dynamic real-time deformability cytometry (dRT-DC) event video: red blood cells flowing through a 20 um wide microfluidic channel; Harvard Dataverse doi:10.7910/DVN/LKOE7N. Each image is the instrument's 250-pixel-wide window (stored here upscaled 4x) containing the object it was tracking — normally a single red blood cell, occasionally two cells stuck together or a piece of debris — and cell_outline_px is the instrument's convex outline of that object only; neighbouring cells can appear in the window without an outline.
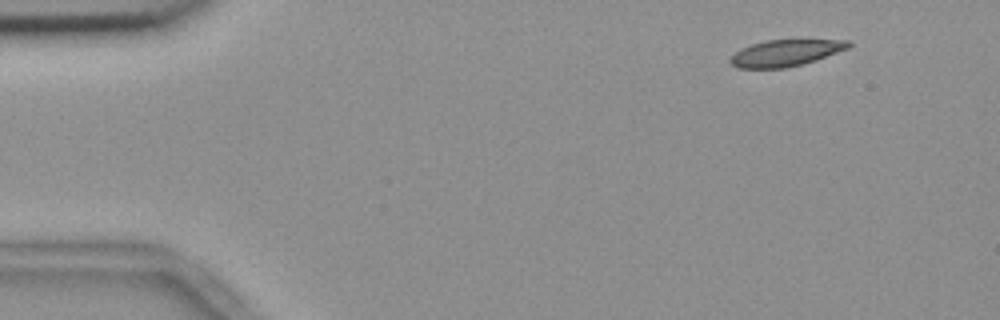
{"species": "common noctule bat (a hibernating species)", "species_latin": "Nyctalus noctula", "temperature_condition": "room temperature", "stored_images_in_passage": 51, "camera_frame_rate_fps": 3000, "um_per_image_px": 0.085, "animal": {"sex": "female", "body_mass_g": 18.4}, "frame": {"image": 1, "passage_image": 1, "time_ms": 0.0, "image_size_px": [1000, 320], "cell_outline_px": [[852, 44], [848, 48], [800, 64], [784, 68], [736, 68], [728, 60], [740, 48], [752, 44], [768, 40], [848, 40]], "centroid_in_image_um": [66.71, 4.5], "position_along_channel_um": 18.3, "area_um2": 17.8}}
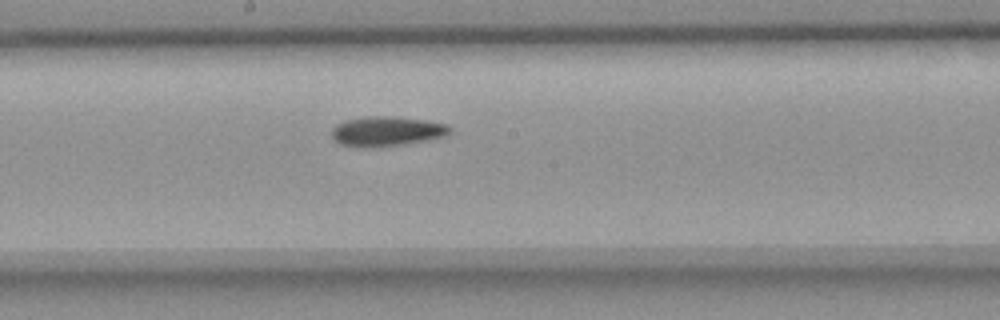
{"frame": {"image": 2, "passage_image": 25, "time_ms": 8.0, "image_size_px": [1000, 320], "cell_outline_px": [[452, 132], [444, 136], [428, 140], [404, 144], [340, 144], [332, 136], [332, 128], [336, 124], [344, 120], [368, 116], [392, 116], [428, 120], [448, 124], [452, 128]], "centroid_in_image_um": [32.97, 11.09], "position_along_channel_um": 215.2, "area_um2": 19.77}}
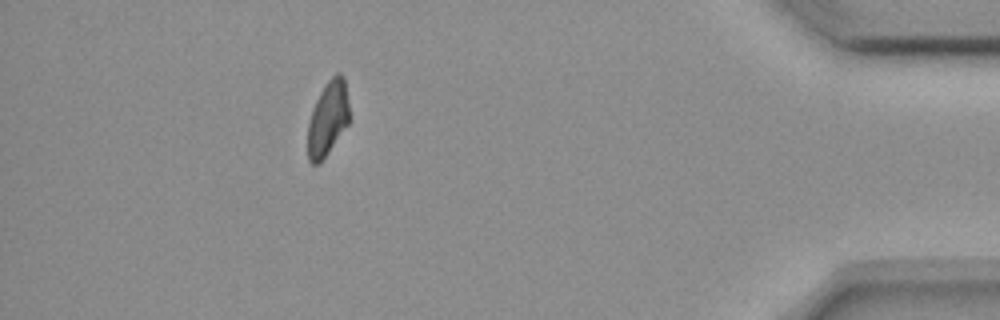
{"frame": {"image": 3, "passage_image": 45, "time_ms": 14.667, "image_size_px": [1000, 320], "cell_outline_px": [[348, 124], [320, 164], [312, 164], [308, 160], [308, 124], [312, 108], [320, 92], [328, 80], [336, 72], [340, 72], [344, 76], [348, 100]], "centroid_in_image_um": [27.85, 10.06], "position_along_channel_um": 407.3, "area_um2": 18.03}}